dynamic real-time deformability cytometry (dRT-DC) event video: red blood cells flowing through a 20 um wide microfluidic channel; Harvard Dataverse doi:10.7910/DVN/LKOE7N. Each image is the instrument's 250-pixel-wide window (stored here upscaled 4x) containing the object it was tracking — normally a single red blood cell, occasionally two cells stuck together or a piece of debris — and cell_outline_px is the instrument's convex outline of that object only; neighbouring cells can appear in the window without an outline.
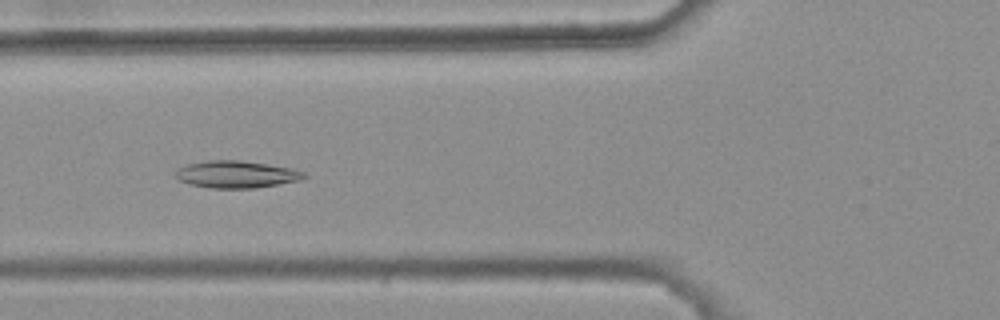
{"species": "common noctule bat (a hibernating species)", "species_latin": "Nyctalus noctula", "temperature_condition": "warm", "stored_images_in_passage": 7, "camera_frame_rate_fps": 3000, "um_per_image_px": 0.085, "animal": {"sex": "female", "body_mass_g": 25.1}, "frame": {"image": 1, "passage_image": 5, "time_ms": 1.333, "image_size_px": [1000, 320], "cell_outline_px": [[308, 176], [300, 180], [256, 188], [208, 188], [188, 184], [180, 180], [176, 176], [176, 172], [180, 168], [188, 164], [208, 160], [236, 160], [268, 164], [292, 168], [304, 172]], "centroid_in_image_um": [20.11, 14.82], "position_along_channel_um": 105.7, "area_um2": 20.23}}
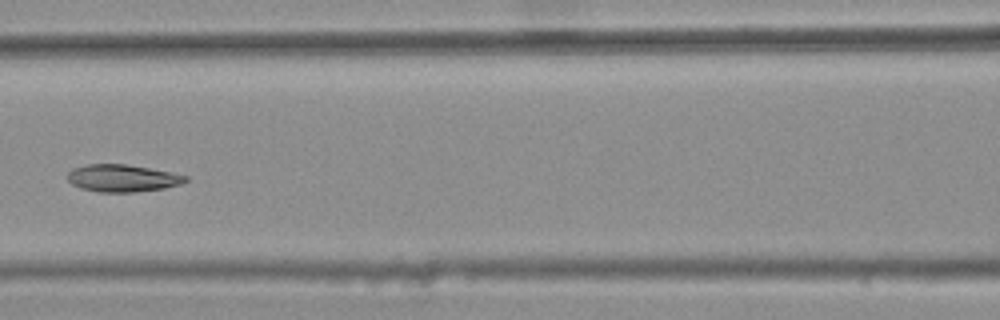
{"frame": {"image": 2, "passage_image": 6, "time_ms": 1.667, "image_size_px": [1000, 320], "cell_outline_px": [[188, 180], [180, 184], [164, 188], [136, 192], [100, 192], [80, 188], [72, 184], [68, 180], [68, 172], [72, 168], [88, 164], [128, 164], [188, 176]], "centroid_in_image_um": [10.38, 15.14], "position_along_channel_um": 156.2, "area_um2": 18.67}}
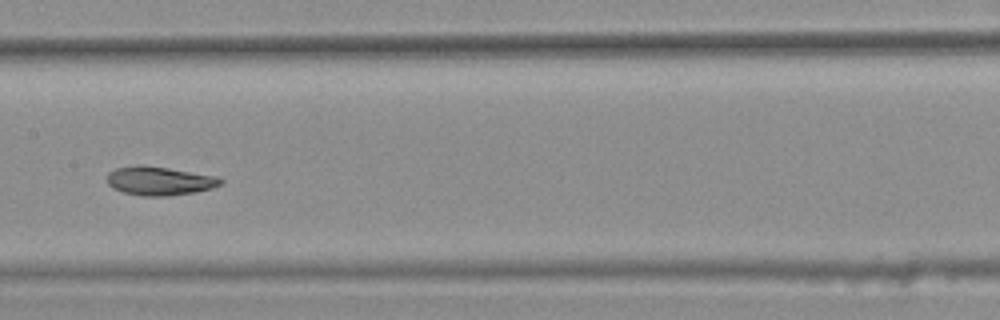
{"frame": {"image": 3, "passage_image": 7, "time_ms": 2.0, "image_size_px": [1000, 320], "cell_outline_px": [[224, 180], [220, 184], [212, 188], [196, 192], [168, 196], [144, 196], [124, 192], [112, 188], [108, 184], [108, 172], [116, 168], [136, 164], [140, 164], [168, 168], [220, 176]], "centroid_in_image_um": [13.57, 15.36], "position_along_channel_um": 193.8, "area_um2": 19.19}}